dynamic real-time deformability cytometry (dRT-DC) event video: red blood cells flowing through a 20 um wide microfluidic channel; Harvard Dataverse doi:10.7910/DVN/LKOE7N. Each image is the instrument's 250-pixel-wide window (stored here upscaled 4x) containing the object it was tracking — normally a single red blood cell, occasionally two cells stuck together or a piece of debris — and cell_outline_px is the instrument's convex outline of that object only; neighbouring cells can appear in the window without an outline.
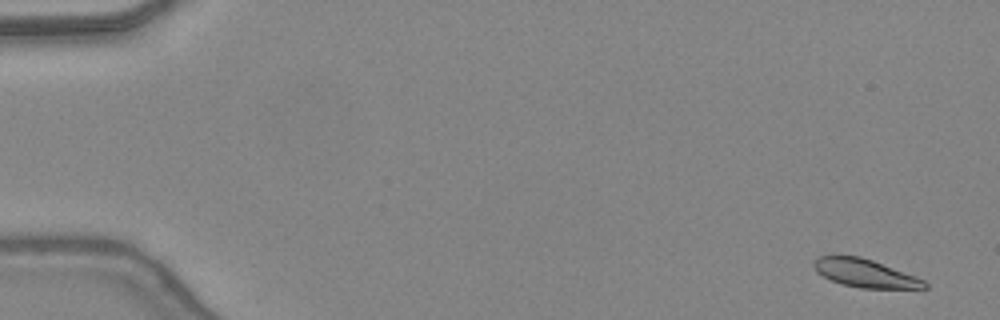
{"species": "common noctule bat (a hibernating species)", "species_latin": "Nyctalus noctula", "temperature_condition": "warm", "stored_images_in_passage": 49, "camera_frame_rate_fps": 3000, "um_per_image_px": 0.085, "animal": {"sex": "female", "body_mass_g": 24.6, "forearm_length_mm": 56.2}, "frame": {"image": 1, "passage_image": 3, "time_ms": 0.667, "image_size_px": [1000, 320], "cell_outline_px": [[928, 288], [860, 288], [844, 284], [832, 280], [816, 272], [812, 264], [820, 256], [860, 256], [872, 260], [916, 276], [924, 280], [928, 284]], "centroid_in_image_um": [73.55, 23.22], "position_along_channel_um": 11.4, "area_um2": 17.86}}
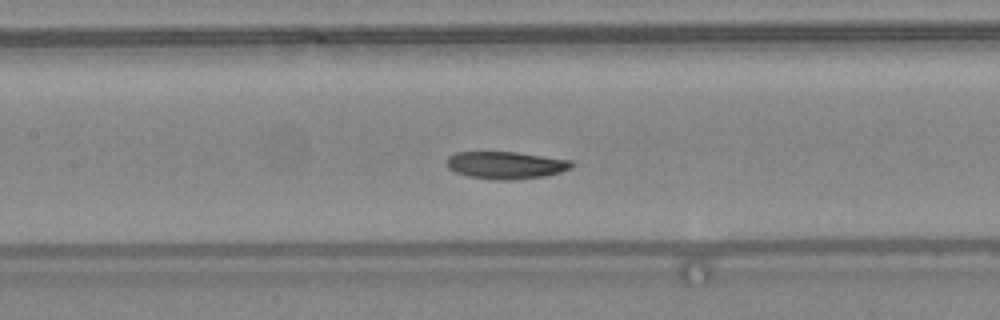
{"frame": {"image": 2, "passage_image": 24, "time_ms": 7.667, "image_size_px": [1000, 320], "cell_outline_px": [[576, 164], [572, 168], [560, 172], [544, 176], [512, 180], [500, 180], [468, 176], [456, 172], [448, 168], [448, 156], [456, 152], [516, 152], [572, 160]], "centroid_in_image_um": [43.04, 14.03], "position_along_channel_um": 164.4, "area_um2": 19.88}}
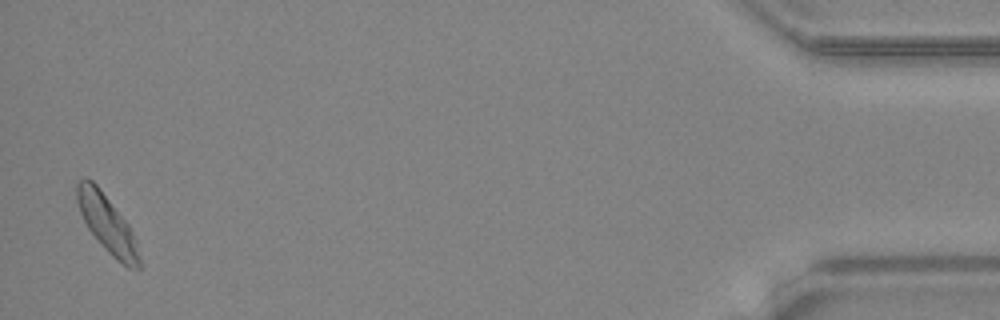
{"frame": {"image": 3, "passage_image": 48, "time_ms": 15.667, "image_size_px": [1000, 320], "cell_outline_px": [[140, 268], [128, 268], [116, 260], [108, 252], [88, 228], [80, 212], [76, 200], [76, 184], [84, 176], [92, 180], [100, 188], [128, 224], [136, 240], [140, 256]], "centroid_in_image_um": [9.1, 19.01], "position_along_channel_um": 426.1, "area_um2": 20.69}, "authors_computed_cell_mechanics": {"area_um2": 19.941, "velocity_mm_per_s": 4.357, "shape_relaxation_time_tau1_ms": 4.8173, "shape_relaxation_time_tau2_ms": 6.9944, "deformation_change_tau1": 0.1286, "deformation_change_tau2": 0.1553}}